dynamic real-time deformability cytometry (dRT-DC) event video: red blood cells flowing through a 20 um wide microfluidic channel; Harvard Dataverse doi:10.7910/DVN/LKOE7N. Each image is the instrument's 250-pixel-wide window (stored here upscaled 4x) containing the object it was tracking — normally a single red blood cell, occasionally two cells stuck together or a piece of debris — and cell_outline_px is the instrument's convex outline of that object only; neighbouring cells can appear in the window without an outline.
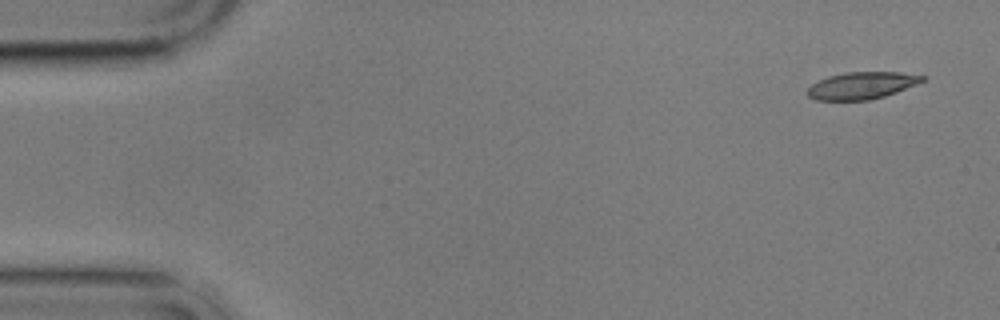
{"species": "common noctule bat (a hibernating species)", "species_latin": "Nyctalus noctula", "temperature_condition": "cold", "stored_images_in_passage": 4, "camera_frame_rate_fps": 3000, "um_per_image_px": 0.085, "animal": {"sex": "male", "body_mass_g": 17.9}, "frame": {"image": 1, "passage_image": 1, "time_ms": 0.0, "image_size_px": [1000, 320], "cell_outline_px": [[928, 76], [924, 80], [916, 84], [896, 92], [884, 96], [868, 100], [816, 100], [808, 96], [808, 88], [812, 84], [828, 76], [848, 72], [900, 72]], "centroid_in_image_um": [73.27, 7.26], "position_along_channel_um": 11.7, "area_um2": 17.98}}
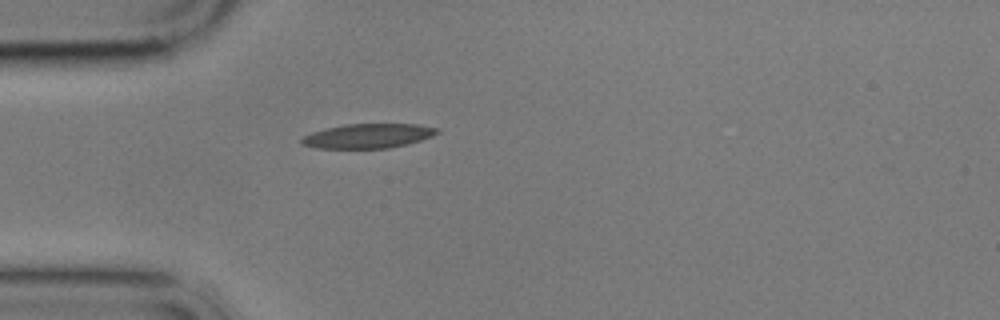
{"frame": {"image": 2, "passage_image": 4, "time_ms": 4.333, "image_size_px": [1000, 320], "cell_outline_px": [[440, 132], [432, 136], [408, 144], [388, 148], [316, 148], [300, 144], [300, 140], [304, 136], [312, 132], [344, 124], [416, 124], [440, 128]], "centroid_in_image_um": [31.3, 11.55], "position_along_channel_um": 53.7, "area_um2": 19.31}}